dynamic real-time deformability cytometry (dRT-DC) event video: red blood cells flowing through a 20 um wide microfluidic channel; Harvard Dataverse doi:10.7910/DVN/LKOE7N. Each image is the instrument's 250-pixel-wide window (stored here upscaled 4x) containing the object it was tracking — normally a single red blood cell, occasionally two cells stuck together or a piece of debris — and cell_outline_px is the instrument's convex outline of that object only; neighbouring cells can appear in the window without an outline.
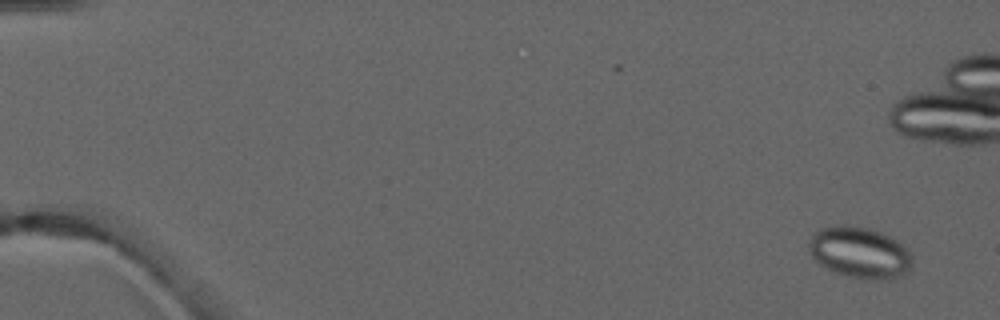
{"species": "common noctule bat (a hibernating species)", "species_latin": "Nyctalus noctula", "temperature_condition": "warm", "stored_images_in_passage": 9, "camera_frame_rate_fps": 3000, "um_per_image_px": 0.085, "animal": {"sex": "male", "forearm_length_mm": 52.5}, "frame": {"image": 1, "passage_image": 2, "time_ms": 1.0, "image_size_px": [1000, 320], "cell_outline_px": [[912, 268], [900, 276], [888, 280], [876, 280], [852, 276], [836, 272], [820, 264], [808, 252], [808, 240], [812, 232], [820, 228], [836, 224], [844, 224], [868, 228], [880, 232], [896, 240], [908, 248], [912, 256]], "centroid_in_image_um": [73.06, 21.44], "position_along_channel_um": 11.9, "area_um2": 31.15}}